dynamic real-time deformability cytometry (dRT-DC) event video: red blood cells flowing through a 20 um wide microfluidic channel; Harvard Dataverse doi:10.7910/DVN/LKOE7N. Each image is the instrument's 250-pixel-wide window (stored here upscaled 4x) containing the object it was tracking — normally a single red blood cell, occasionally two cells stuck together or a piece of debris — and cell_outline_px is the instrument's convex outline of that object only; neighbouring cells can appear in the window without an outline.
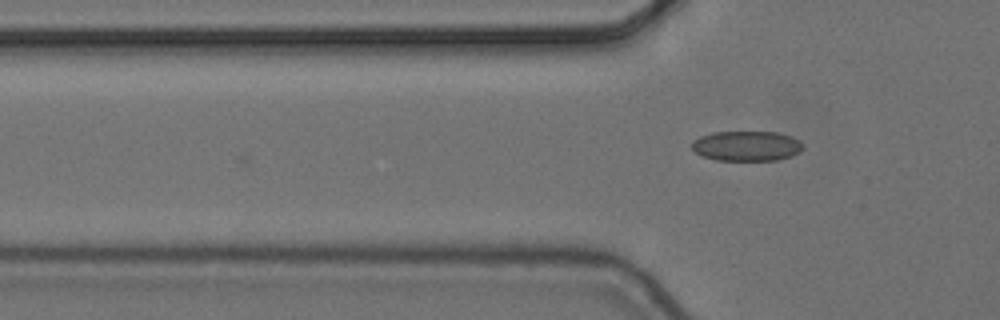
{"species": "common noctule bat (a hibernating species)", "species_latin": "Nyctalus noctula", "temperature_condition": "cold", "stored_images_in_passage": 7, "camera_frame_rate_fps": 3000, "um_per_image_px": 0.085, "animal": {"sex": "female", "body_mass_g": 24.6, "forearm_length_mm": 56.2}, "frame": {"image": 1, "passage_image": 7, "time_ms": 2.0, "image_size_px": [1000, 320], "cell_outline_px": [[804, 148], [800, 152], [792, 156], [776, 160], [716, 160], [700, 156], [692, 148], [692, 140], [700, 136], [712, 132], [776, 132], [792, 136], [800, 140], [804, 144]], "centroid_in_image_um": [63.48, 12.4], "position_along_channel_um": 62.3, "area_um2": 19.71}}